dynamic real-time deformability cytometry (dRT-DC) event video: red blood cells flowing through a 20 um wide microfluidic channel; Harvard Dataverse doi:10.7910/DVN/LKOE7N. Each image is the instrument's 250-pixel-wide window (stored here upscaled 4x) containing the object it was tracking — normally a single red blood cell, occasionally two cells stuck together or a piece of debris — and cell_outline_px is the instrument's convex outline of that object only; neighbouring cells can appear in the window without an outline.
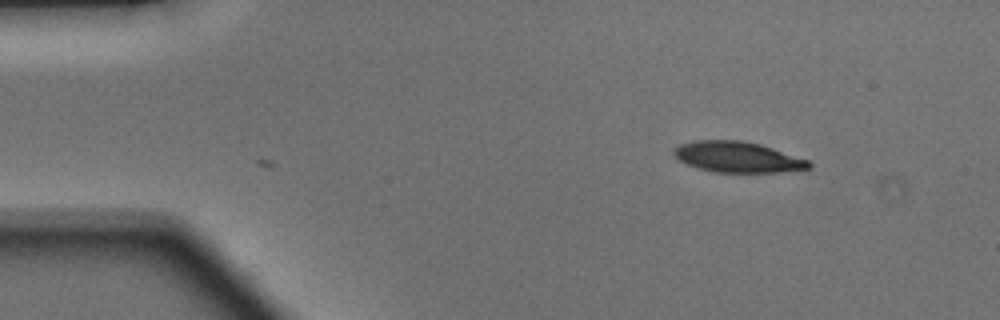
{"species": "Egyptian fruit bat (a non-hibernating species)", "species_latin": "Rousettus aegyptiacus", "temperature_condition": "warm", "stored_images_in_passage": 2, "camera_frame_rate_fps": 3000, "um_per_image_px": 0.085, "animal": {"sex": "male"}, "frame": {"image": 1, "passage_image": 2, "time_ms": 0.333, "image_size_px": [1000, 320], "cell_outline_px": [[812, 168], [776, 172], [716, 172], [700, 168], [688, 164], [680, 160], [672, 152], [680, 144], [696, 140], [744, 140], [760, 144], [808, 160], [812, 164]], "centroid_in_image_um": [62.71, 13.34], "position_along_channel_um": 22.3, "area_um2": 23.87}}